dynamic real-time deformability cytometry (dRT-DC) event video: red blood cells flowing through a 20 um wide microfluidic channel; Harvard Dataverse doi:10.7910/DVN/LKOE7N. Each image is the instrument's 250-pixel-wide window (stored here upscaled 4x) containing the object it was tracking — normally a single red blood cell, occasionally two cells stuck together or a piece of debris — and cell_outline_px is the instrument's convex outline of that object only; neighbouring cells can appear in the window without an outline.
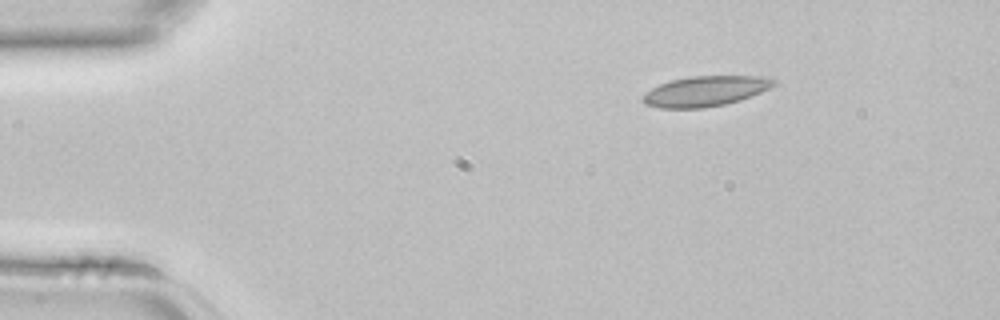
{"species": "common noctule bat (a hibernating species)", "species_latin": "Nyctalus noctula", "temperature_condition": "room temperature", "stored_images_in_passage": 2, "camera_frame_rate_fps": 3000, "um_per_image_px": 0.085, "animal": {"sex": "female", "body_mass_g": 22.7, "forearm_length_mm": 54.2}, "frame": {"image": 1, "passage_image": 1, "time_ms": 0.0, "image_size_px": [1000, 320], "cell_outline_px": [[776, 84], [760, 92], [740, 100], [724, 104], [704, 108], [660, 108], [648, 104], [644, 100], [644, 92], [660, 84], [672, 80], [692, 76], [764, 76], [776, 80]], "centroid_in_image_um": [59.98, 7.74], "position_along_channel_um": 25.0, "area_um2": 22.77}}